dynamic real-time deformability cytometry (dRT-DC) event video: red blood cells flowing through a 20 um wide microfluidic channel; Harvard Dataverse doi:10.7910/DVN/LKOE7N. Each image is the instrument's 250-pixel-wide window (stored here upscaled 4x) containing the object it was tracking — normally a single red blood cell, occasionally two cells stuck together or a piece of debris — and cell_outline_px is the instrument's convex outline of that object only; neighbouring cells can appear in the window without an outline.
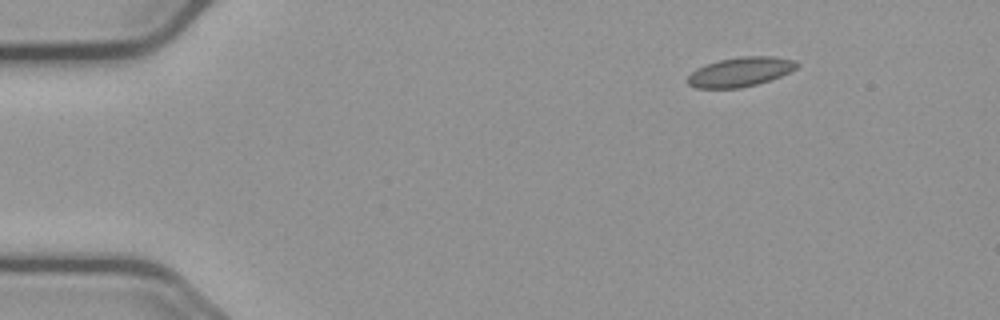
{"species": "common noctule bat (a hibernating species)", "species_latin": "Nyctalus noctula", "temperature_condition": "cold", "stored_images_in_passage": 49, "camera_frame_rate_fps": 3000, "um_per_image_px": 0.085, "animal": {"sex": "male", "body_mass_g": 23.1, "forearm_length_mm": 52.7}, "frame": {"image": 1, "passage_image": 1, "time_ms": 0.0, "image_size_px": [1000, 320], "cell_outline_px": [[800, 64], [796, 68], [772, 80], [740, 88], [696, 88], [688, 84], [688, 76], [696, 68], [704, 64], [720, 60], [740, 56], [772, 56], [796, 60]], "centroid_in_image_um": [62.93, 6.1], "position_along_channel_um": 22.1, "area_um2": 18.79}}
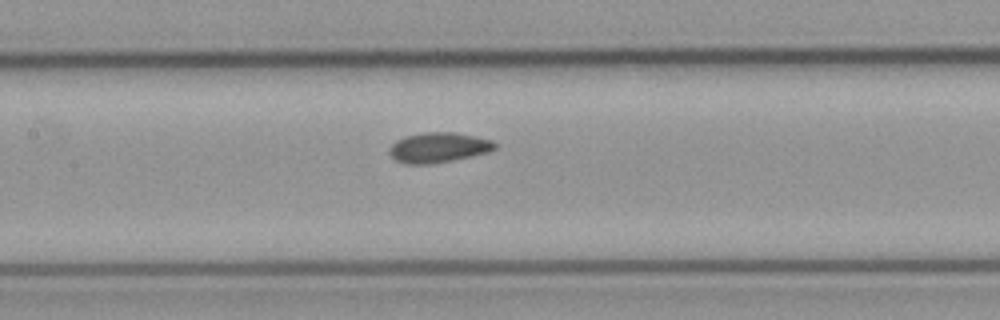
{"frame": {"image": 2, "passage_image": 20, "time_ms": 6.333, "image_size_px": [1000, 320], "cell_outline_px": [[496, 148], [488, 152], [472, 156], [432, 164], [404, 164], [396, 160], [388, 152], [388, 148], [396, 140], [404, 136], [424, 132], [456, 132], [476, 136], [492, 140], [496, 144]], "centroid_in_image_um": [37.25, 12.53], "position_along_channel_um": 170.1, "area_um2": 18.67}}
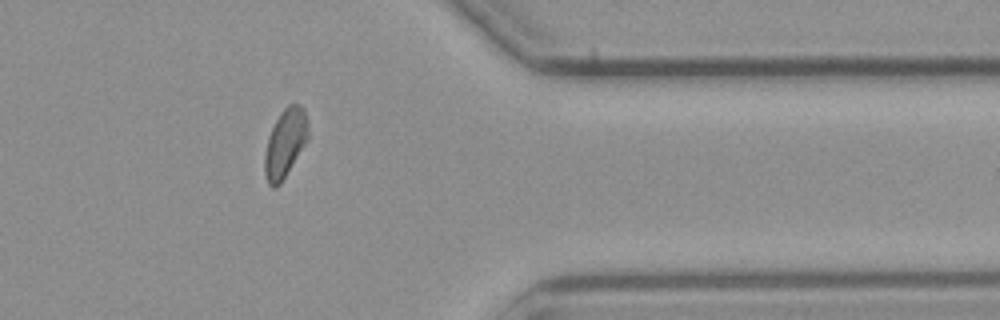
{"frame": {"image": 3, "passage_image": 39, "time_ms": 12.667, "image_size_px": [1000, 320], "cell_outline_px": [[308, 140], [280, 184], [276, 188], [272, 188], [268, 184], [264, 172], [264, 156], [268, 136], [280, 112], [288, 104], [300, 104], [304, 108], [308, 120]], "centroid_in_image_um": [24.24, 12.16], "position_along_channel_um": 387.2, "area_um2": 17.51}, "authors_computed_cell_mechanics": {"area_um2": 17.8024, "velocity_mm_per_s": 3.682, "shape_relaxation_time_tau1_ms": 7.7655, "shape_relaxation_time_tau2_ms": 2.374, "deformation_change_tau1": 0.0955, "deformation_change_tau2": 0.0515}}